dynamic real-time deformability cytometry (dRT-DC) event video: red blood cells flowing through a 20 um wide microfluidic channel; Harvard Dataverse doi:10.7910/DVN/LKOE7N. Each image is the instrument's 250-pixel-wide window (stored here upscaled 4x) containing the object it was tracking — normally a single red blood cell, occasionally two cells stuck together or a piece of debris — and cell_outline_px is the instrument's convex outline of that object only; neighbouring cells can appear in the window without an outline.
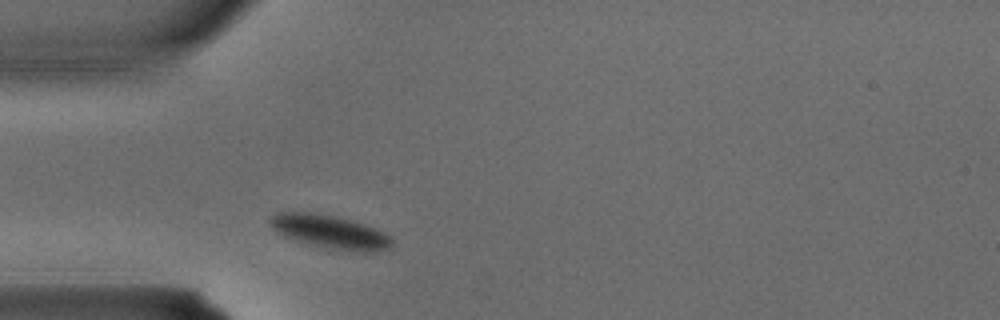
{"species": "common noctule bat (a hibernating species)", "species_latin": "Nyctalus noctula", "temperature_condition": "warm", "stored_images_in_passage": 1, "camera_frame_rate_fps": 3000, "um_per_image_px": 0.085, "animal": {"sex": "male", "body_mass_g": 15.6}, "frame": {"image": 1, "passage_image": 1, "time_ms": 0.0, "image_size_px": [1000, 320], "cell_outline_px": [[392, 244], [388, 248], [372, 252], [364, 252], [336, 248], [296, 240], [284, 236], [276, 232], [268, 224], [268, 220], [276, 212], [308, 212], [336, 216], [364, 224], [384, 232], [392, 240]], "centroid_in_image_um": [28.0, 19.67], "position_along_channel_um": 57.0, "area_um2": 23.12}}